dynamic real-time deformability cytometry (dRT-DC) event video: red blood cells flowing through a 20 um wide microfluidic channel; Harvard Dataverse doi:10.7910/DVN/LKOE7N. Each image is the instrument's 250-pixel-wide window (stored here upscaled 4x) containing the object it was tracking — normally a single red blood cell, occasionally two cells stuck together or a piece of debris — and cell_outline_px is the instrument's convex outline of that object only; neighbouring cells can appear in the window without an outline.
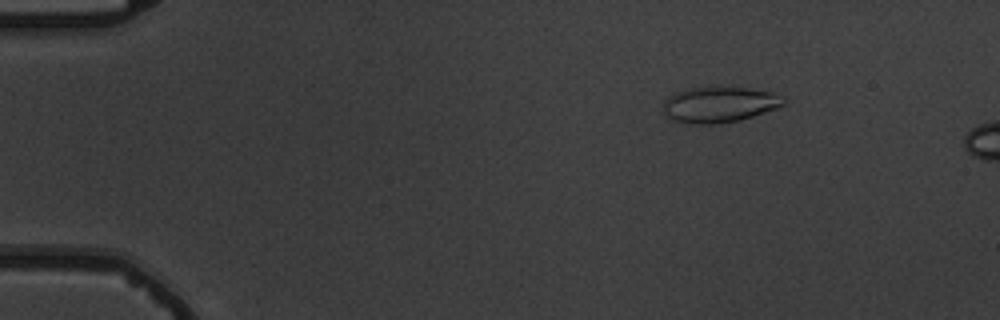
{"species": "common noctule bat (a hibernating species)", "species_latin": "Nyctalus noctula", "temperature_condition": "warm", "stored_images_in_passage": 10, "camera_frame_rate_fps": 3000, "um_per_image_px": 0.085, "animal": {"sex": "male", "body_mass_g": 19.5, "forearm_length_mm": 54.6}, "frame": {"image": 1, "passage_image": 2, "time_ms": 1.333, "image_size_px": [1000, 320], "cell_outline_px": [[784, 104], [776, 108], [740, 120], [716, 124], [692, 124], [672, 120], [664, 112], [664, 104], [668, 96], [676, 92], [688, 88], [748, 88], [772, 92], [784, 96]], "centroid_in_image_um": [61.14, 8.9], "position_along_channel_um": 23.9, "area_um2": 24.74}}
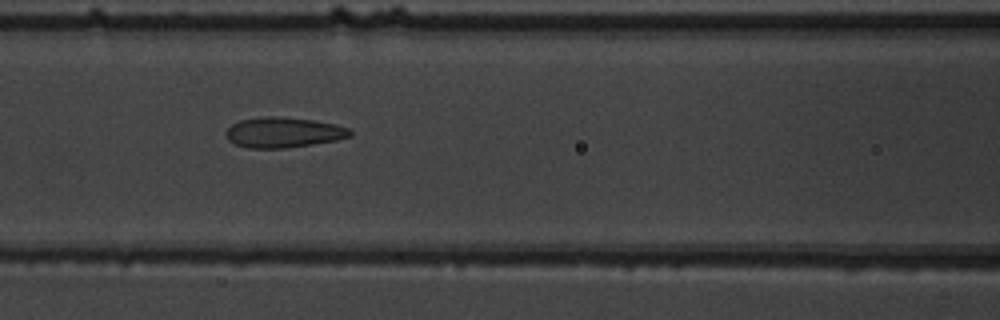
{"frame": {"image": 2, "passage_image": 7, "time_ms": 7.0, "image_size_px": [1000, 320], "cell_outline_px": [[352, 136], [336, 140], [312, 144], [284, 148], [248, 148], [236, 144], [228, 140], [228, 128], [232, 124], [240, 120], [264, 116], [272, 116], [312, 120], [336, 124], [348, 128], [352, 132]], "centroid_in_image_um": [24.11, 11.25], "position_along_channel_um": 142.5, "area_um2": 21.68}}
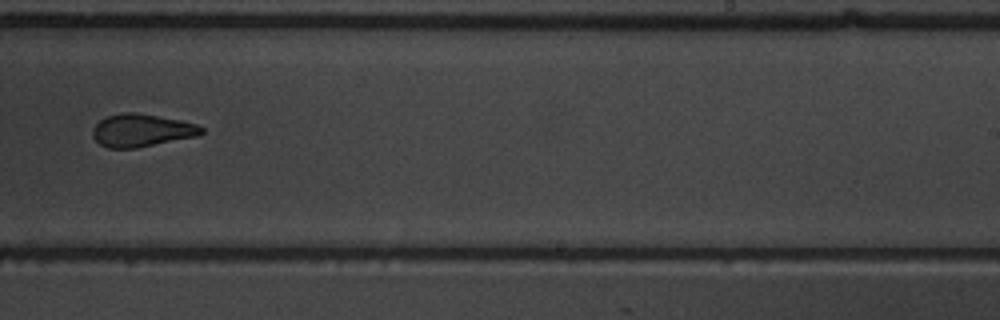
{"frame": {"image": 3, "passage_image": 10, "time_ms": 10.667, "image_size_px": [1000, 320], "cell_outline_px": [[204, 132], [200, 136], [136, 148], [108, 148], [100, 144], [92, 136], [92, 128], [100, 120], [108, 116], [124, 112], [136, 112], [180, 120], [196, 124], [204, 128]], "centroid_in_image_um": [12.06, 11.09], "position_along_channel_um": 276.9, "area_um2": 20.87}}